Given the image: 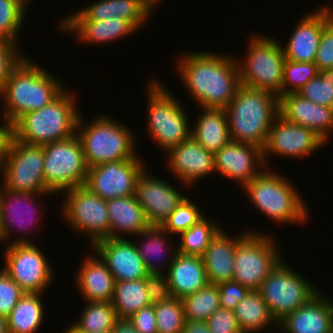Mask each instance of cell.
Wrapping results in <instances>:
<instances>
[{"mask_svg":"<svg viewBox=\"0 0 333 333\" xmlns=\"http://www.w3.org/2000/svg\"><path fill=\"white\" fill-rule=\"evenodd\" d=\"M184 54L175 70L190 97L199 108L226 109L241 85L236 57L210 51Z\"/></svg>","mask_w":333,"mask_h":333,"instance_id":"1","label":"cell"},{"mask_svg":"<svg viewBox=\"0 0 333 333\" xmlns=\"http://www.w3.org/2000/svg\"><path fill=\"white\" fill-rule=\"evenodd\" d=\"M42 66L26 56L0 90L1 116L13 125L23 115L49 105L67 88Z\"/></svg>","mask_w":333,"mask_h":333,"instance_id":"2","label":"cell"},{"mask_svg":"<svg viewBox=\"0 0 333 333\" xmlns=\"http://www.w3.org/2000/svg\"><path fill=\"white\" fill-rule=\"evenodd\" d=\"M225 111L230 140L263 149L269 130L280 115L279 97L266 90L240 85Z\"/></svg>","mask_w":333,"mask_h":333,"instance_id":"3","label":"cell"},{"mask_svg":"<svg viewBox=\"0 0 333 333\" xmlns=\"http://www.w3.org/2000/svg\"><path fill=\"white\" fill-rule=\"evenodd\" d=\"M242 190L259 212L280 224H305L310 212L297 186L271 168H264Z\"/></svg>","mask_w":333,"mask_h":333,"instance_id":"4","label":"cell"},{"mask_svg":"<svg viewBox=\"0 0 333 333\" xmlns=\"http://www.w3.org/2000/svg\"><path fill=\"white\" fill-rule=\"evenodd\" d=\"M68 90L49 105L23 115L13 125L14 137L25 144L43 146L75 135L81 110L76 96Z\"/></svg>","mask_w":333,"mask_h":333,"instance_id":"5","label":"cell"},{"mask_svg":"<svg viewBox=\"0 0 333 333\" xmlns=\"http://www.w3.org/2000/svg\"><path fill=\"white\" fill-rule=\"evenodd\" d=\"M91 120L85 124L80 114L76 128L88 168L105 162L131 159L137 155V139L132 128L129 129L123 122L118 123L107 114L96 115Z\"/></svg>","mask_w":333,"mask_h":333,"instance_id":"6","label":"cell"},{"mask_svg":"<svg viewBox=\"0 0 333 333\" xmlns=\"http://www.w3.org/2000/svg\"><path fill=\"white\" fill-rule=\"evenodd\" d=\"M146 84L147 132L160 151L167 153L191 136V120L187 109L164 83L151 77Z\"/></svg>","mask_w":333,"mask_h":333,"instance_id":"7","label":"cell"},{"mask_svg":"<svg viewBox=\"0 0 333 333\" xmlns=\"http://www.w3.org/2000/svg\"><path fill=\"white\" fill-rule=\"evenodd\" d=\"M247 48L244 60L236 56L240 84L266 90L280 98L286 59L281 43L276 38L256 33L249 38Z\"/></svg>","mask_w":333,"mask_h":333,"instance_id":"8","label":"cell"},{"mask_svg":"<svg viewBox=\"0 0 333 333\" xmlns=\"http://www.w3.org/2000/svg\"><path fill=\"white\" fill-rule=\"evenodd\" d=\"M272 234L248 230L236 246L233 280L250 291H258L271 271L283 259ZM279 247V248H278Z\"/></svg>","mask_w":333,"mask_h":333,"instance_id":"9","label":"cell"},{"mask_svg":"<svg viewBox=\"0 0 333 333\" xmlns=\"http://www.w3.org/2000/svg\"><path fill=\"white\" fill-rule=\"evenodd\" d=\"M282 259L258 290L269 312L279 323L288 314L303 307L320 290Z\"/></svg>","mask_w":333,"mask_h":333,"instance_id":"10","label":"cell"},{"mask_svg":"<svg viewBox=\"0 0 333 333\" xmlns=\"http://www.w3.org/2000/svg\"><path fill=\"white\" fill-rule=\"evenodd\" d=\"M43 150L44 182L51 194L62 195L85 184L88 166L76 134L66 140L43 145Z\"/></svg>","mask_w":333,"mask_h":333,"instance_id":"11","label":"cell"},{"mask_svg":"<svg viewBox=\"0 0 333 333\" xmlns=\"http://www.w3.org/2000/svg\"><path fill=\"white\" fill-rule=\"evenodd\" d=\"M43 164V146L25 144L13 136L0 164V184L13 192L50 193L44 182Z\"/></svg>","mask_w":333,"mask_h":333,"instance_id":"12","label":"cell"},{"mask_svg":"<svg viewBox=\"0 0 333 333\" xmlns=\"http://www.w3.org/2000/svg\"><path fill=\"white\" fill-rule=\"evenodd\" d=\"M61 216L71 229L87 235L91 247L98 241L110 237V222L106 200L87 187L79 186L65 191ZM85 233V234H84Z\"/></svg>","mask_w":333,"mask_h":333,"instance_id":"13","label":"cell"},{"mask_svg":"<svg viewBox=\"0 0 333 333\" xmlns=\"http://www.w3.org/2000/svg\"><path fill=\"white\" fill-rule=\"evenodd\" d=\"M3 253V269L25 293H45L54 280L46 255L35 243L7 244Z\"/></svg>","mask_w":333,"mask_h":333,"instance_id":"14","label":"cell"},{"mask_svg":"<svg viewBox=\"0 0 333 333\" xmlns=\"http://www.w3.org/2000/svg\"><path fill=\"white\" fill-rule=\"evenodd\" d=\"M43 196H47V198H48V196H53V194H51V193L13 192V191L3 188L0 185L2 245L5 242V245H3V246H6L7 244L10 245V244L34 243L31 239L28 238V236H29L28 234L30 231L31 232L34 231L33 228L36 231L39 230L38 226H39L40 218L43 217V212L39 211V207L41 209V207L44 204L37 200H39L40 197L42 199ZM36 202H39V203H36ZM36 204H38V206ZM39 205H41V206H39ZM41 212H42V214H41ZM14 228H15V231H18V230L19 231L15 232ZM13 232H14V234L17 233L18 235H21L19 233L22 232L23 235H21V236L17 235V238L14 237L15 240L12 241ZM24 234H26V235H24ZM25 236H27V237H25ZM10 239L12 241L11 243H10V241H8ZM7 242H9V243H7Z\"/></svg>","mask_w":333,"mask_h":333,"instance_id":"15","label":"cell"},{"mask_svg":"<svg viewBox=\"0 0 333 333\" xmlns=\"http://www.w3.org/2000/svg\"><path fill=\"white\" fill-rule=\"evenodd\" d=\"M139 156L88 168L84 186L104 200L134 195L138 177L147 168Z\"/></svg>","mask_w":333,"mask_h":333,"instance_id":"16","label":"cell"},{"mask_svg":"<svg viewBox=\"0 0 333 333\" xmlns=\"http://www.w3.org/2000/svg\"><path fill=\"white\" fill-rule=\"evenodd\" d=\"M327 143L311 129L288 122L278 116L272 124L267 143L262 149L263 162L270 168V156L304 158L318 151ZM269 156V157H268ZM269 161V162H268ZM268 163V164H267Z\"/></svg>","mask_w":333,"mask_h":333,"instance_id":"17","label":"cell"},{"mask_svg":"<svg viewBox=\"0 0 333 333\" xmlns=\"http://www.w3.org/2000/svg\"><path fill=\"white\" fill-rule=\"evenodd\" d=\"M305 13L294 26L291 36L282 45L286 59L294 62H315L323 29L333 20V7L322 5Z\"/></svg>","mask_w":333,"mask_h":333,"instance_id":"18","label":"cell"},{"mask_svg":"<svg viewBox=\"0 0 333 333\" xmlns=\"http://www.w3.org/2000/svg\"><path fill=\"white\" fill-rule=\"evenodd\" d=\"M215 170L244 188L264 168L263 151L254 144L229 141L214 153Z\"/></svg>","mask_w":333,"mask_h":333,"instance_id":"19","label":"cell"},{"mask_svg":"<svg viewBox=\"0 0 333 333\" xmlns=\"http://www.w3.org/2000/svg\"><path fill=\"white\" fill-rule=\"evenodd\" d=\"M166 154L167 168L185 188L193 187L200 179L216 173L214 153L206 150L192 136Z\"/></svg>","mask_w":333,"mask_h":333,"instance_id":"20","label":"cell"},{"mask_svg":"<svg viewBox=\"0 0 333 333\" xmlns=\"http://www.w3.org/2000/svg\"><path fill=\"white\" fill-rule=\"evenodd\" d=\"M151 175L146 169L141 173L134 195L148 223L160 226L186 196L177 187Z\"/></svg>","mask_w":333,"mask_h":333,"instance_id":"21","label":"cell"},{"mask_svg":"<svg viewBox=\"0 0 333 333\" xmlns=\"http://www.w3.org/2000/svg\"><path fill=\"white\" fill-rule=\"evenodd\" d=\"M59 22L60 32L73 35L81 43L104 45L117 41L138 31L129 21L116 17L104 21H91L80 10L69 13L68 16Z\"/></svg>","mask_w":333,"mask_h":333,"instance_id":"22","label":"cell"},{"mask_svg":"<svg viewBox=\"0 0 333 333\" xmlns=\"http://www.w3.org/2000/svg\"><path fill=\"white\" fill-rule=\"evenodd\" d=\"M91 248L106 263L115 282L139 280L148 275L133 239L109 237Z\"/></svg>","mask_w":333,"mask_h":333,"instance_id":"23","label":"cell"},{"mask_svg":"<svg viewBox=\"0 0 333 333\" xmlns=\"http://www.w3.org/2000/svg\"><path fill=\"white\" fill-rule=\"evenodd\" d=\"M279 112L290 123L311 129L326 143L333 133V108L318 105L298 93L279 98Z\"/></svg>","mask_w":333,"mask_h":333,"instance_id":"24","label":"cell"},{"mask_svg":"<svg viewBox=\"0 0 333 333\" xmlns=\"http://www.w3.org/2000/svg\"><path fill=\"white\" fill-rule=\"evenodd\" d=\"M282 333H333V301L320 291L278 323Z\"/></svg>","mask_w":333,"mask_h":333,"instance_id":"25","label":"cell"},{"mask_svg":"<svg viewBox=\"0 0 333 333\" xmlns=\"http://www.w3.org/2000/svg\"><path fill=\"white\" fill-rule=\"evenodd\" d=\"M90 255L81 261L80 268L75 274L74 284L83 296V302L84 299L86 302H111L115 285L113 275L96 252Z\"/></svg>","mask_w":333,"mask_h":333,"instance_id":"26","label":"cell"},{"mask_svg":"<svg viewBox=\"0 0 333 333\" xmlns=\"http://www.w3.org/2000/svg\"><path fill=\"white\" fill-rule=\"evenodd\" d=\"M224 231L226 230L221 228L217 232L201 256L209 283L216 285L233 280L236 246L242 236L241 233L230 237Z\"/></svg>","mask_w":333,"mask_h":333,"instance_id":"27","label":"cell"},{"mask_svg":"<svg viewBox=\"0 0 333 333\" xmlns=\"http://www.w3.org/2000/svg\"><path fill=\"white\" fill-rule=\"evenodd\" d=\"M173 297H183L199 291L209 284L201 256L177 253L165 273Z\"/></svg>","mask_w":333,"mask_h":333,"instance_id":"28","label":"cell"},{"mask_svg":"<svg viewBox=\"0 0 333 333\" xmlns=\"http://www.w3.org/2000/svg\"><path fill=\"white\" fill-rule=\"evenodd\" d=\"M106 205L110 222V238L137 236L150 226L135 195L106 200Z\"/></svg>","mask_w":333,"mask_h":333,"instance_id":"29","label":"cell"},{"mask_svg":"<svg viewBox=\"0 0 333 333\" xmlns=\"http://www.w3.org/2000/svg\"><path fill=\"white\" fill-rule=\"evenodd\" d=\"M170 236L171 235L159 225H150L142 233L135 236V238L137 237L140 241L137 240L136 242V240H134V244L137 247L148 274L167 273L168 268L178 253L177 247L172 250L170 249L172 248L168 243L170 242ZM165 260L168 261L167 265ZM164 265L167 267L165 271L162 270Z\"/></svg>","mask_w":333,"mask_h":333,"instance_id":"30","label":"cell"},{"mask_svg":"<svg viewBox=\"0 0 333 333\" xmlns=\"http://www.w3.org/2000/svg\"><path fill=\"white\" fill-rule=\"evenodd\" d=\"M195 118L191 136L206 150L217 152L229 141L228 121L225 109H204Z\"/></svg>","mask_w":333,"mask_h":333,"instance_id":"31","label":"cell"},{"mask_svg":"<svg viewBox=\"0 0 333 333\" xmlns=\"http://www.w3.org/2000/svg\"><path fill=\"white\" fill-rule=\"evenodd\" d=\"M91 21L118 18L129 21L138 31L151 15L140 0H98L79 9Z\"/></svg>","mask_w":333,"mask_h":333,"instance_id":"32","label":"cell"},{"mask_svg":"<svg viewBox=\"0 0 333 333\" xmlns=\"http://www.w3.org/2000/svg\"><path fill=\"white\" fill-rule=\"evenodd\" d=\"M233 311L242 333H258L266 328L271 329L269 333L272 329L278 332V323L259 291H250Z\"/></svg>","mask_w":333,"mask_h":333,"instance_id":"33","label":"cell"},{"mask_svg":"<svg viewBox=\"0 0 333 333\" xmlns=\"http://www.w3.org/2000/svg\"><path fill=\"white\" fill-rule=\"evenodd\" d=\"M44 293H25L7 318L8 333H37L44 323Z\"/></svg>","mask_w":333,"mask_h":333,"instance_id":"34","label":"cell"},{"mask_svg":"<svg viewBox=\"0 0 333 333\" xmlns=\"http://www.w3.org/2000/svg\"><path fill=\"white\" fill-rule=\"evenodd\" d=\"M111 304L119 319H128L149 306L145 278L115 282Z\"/></svg>","mask_w":333,"mask_h":333,"instance_id":"35","label":"cell"},{"mask_svg":"<svg viewBox=\"0 0 333 333\" xmlns=\"http://www.w3.org/2000/svg\"><path fill=\"white\" fill-rule=\"evenodd\" d=\"M73 325L85 333H109L119 319L111 302L87 301Z\"/></svg>","mask_w":333,"mask_h":333,"instance_id":"36","label":"cell"},{"mask_svg":"<svg viewBox=\"0 0 333 333\" xmlns=\"http://www.w3.org/2000/svg\"><path fill=\"white\" fill-rule=\"evenodd\" d=\"M205 216L198 223L191 226L188 230L182 232L178 237V253L183 255L202 256L206 251L211 239L221 229L216 220H209Z\"/></svg>","mask_w":333,"mask_h":333,"instance_id":"37","label":"cell"},{"mask_svg":"<svg viewBox=\"0 0 333 333\" xmlns=\"http://www.w3.org/2000/svg\"><path fill=\"white\" fill-rule=\"evenodd\" d=\"M186 320L206 321L221 306L216 284H207L199 291L182 299Z\"/></svg>","mask_w":333,"mask_h":333,"instance_id":"38","label":"cell"},{"mask_svg":"<svg viewBox=\"0 0 333 333\" xmlns=\"http://www.w3.org/2000/svg\"><path fill=\"white\" fill-rule=\"evenodd\" d=\"M31 0H0V38L18 44ZM19 31V32H18Z\"/></svg>","mask_w":333,"mask_h":333,"instance_id":"39","label":"cell"},{"mask_svg":"<svg viewBox=\"0 0 333 333\" xmlns=\"http://www.w3.org/2000/svg\"><path fill=\"white\" fill-rule=\"evenodd\" d=\"M157 333H182L185 325V312L182 300L170 297L154 305Z\"/></svg>","mask_w":333,"mask_h":333,"instance_id":"40","label":"cell"},{"mask_svg":"<svg viewBox=\"0 0 333 333\" xmlns=\"http://www.w3.org/2000/svg\"><path fill=\"white\" fill-rule=\"evenodd\" d=\"M205 216L198 205L186 196L160 226L170 235L179 236Z\"/></svg>","mask_w":333,"mask_h":333,"instance_id":"41","label":"cell"},{"mask_svg":"<svg viewBox=\"0 0 333 333\" xmlns=\"http://www.w3.org/2000/svg\"><path fill=\"white\" fill-rule=\"evenodd\" d=\"M319 74L314 62H294L285 59L283 66L282 95L297 93L304 85Z\"/></svg>","mask_w":333,"mask_h":333,"instance_id":"42","label":"cell"},{"mask_svg":"<svg viewBox=\"0 0 333 333\" xmlns=\"http://www.w3.org/2000/svg\"><path fill=\"white\" fill-rule=\"evenodd\" d=\"M297 93L313 103L333 108V68L319 71Z\"/></svg>","mask_w":333,"mask_h":333,"instance_id":"43","label":"cell"},{"mask_svg":"<svg viewBox=\"0 0 333 333\" xmlns=\"http://www.w3.org/2000/svg\"><path fill=\"white\" fill-rule=\"evenodd\" d=\"M25 294L19 285L2 268L0 269V316L6 319L18 300Z\"/></svg>","mask_w":333,"mask_h":333,"instance_id":"44","label":"cell"},{"mask_svg":"<svg viewBox=\"0 0 333 333\" xmlns=\"http://www.w3.org/2000/svg\"><path fill=\"white\" fill-rule=\"evenodd\" d=\"M18 47V44L0 38V90L11 72L26 57Z\"/></svg>","mask_w":333,"mask_h":333,"instance_id":"45","label":"cell"},{"mask_svg":"<svg viewBox=\"0 0 333 333\" xmlns=\"http://www.w3.org/2000/svg\"><path fill=\"white\" fill-rule=\"evenodd\" d=\"M219 289V303L223 308L234 310L250 290L237 281L230 280L217 284Z\"/></svg>","mask_w":333,"mask_h":333,"instance_id":"46","label":"cell"},{"mask_svg":"<svg viewBox=\"0 0 333 333\" xmlns=\"http://www.w3.org/2000/svg\"><path fill=\"white\" fill-rule=\"evenodd\" d=\"M206 323L212 333H242L234 311L220 307L207 320Z\"/></svg>","mask_w":333,"mask_h":333,"instance_id":"47","label":"cell"},{"mask_svg":"<svg viewBox=\"0 0 333 333\" xmlns=\"http://www.w3.org/2000/svg\"><path fill=\"white\" fill-rule=\"evenodd\" d=\"M314 63L318 71L333 68V20L322 31Z\"/></svg>","mask_w":333,"mask_h":333,"instance_id":"48","label":"cell"},{"mask_svg":"<svg viewBox=\"0 0 333 333\" xmlns=\"http://www.w3.org/2000/svg\"><path fill=\"white\" fill-rule=\"evenodd\" d=\"M145 285L149 303L155 305L172 297L168 280L165 274H148L145 277Z\"/></svg>","mask_w":333,"mask_h":333,"instance_id":"49","label":"cell"},{"mask_svg":"<svg viewBox=\"0 0 333 333\" xmlns=\"http://www.w3.org/2000/svg\"><path fill=\"white\" fill-rule=\"evenodd\" d=\"M128 320L139 333H157L154 305L141 308Z\"/></svg>","mask_w":333,"mask_h":333,"instance_id":"50","label":"cell"},{"mask_svg":"<svg viewBox=\"0 0 333 333\" xmlns=\"http://www.w3.org/2000/svg\"><path fill=\"white\" fill-rule=\"evenodd\" d=\"M2 123H0V164L6 157L10 145V141L13 138V124L2 117Z\"/></svg>","mask_w":333,"mask_h":333,"instance_id":"51","label":"cell"},{"mask_svg":"<svg viewBox=\"0 0 333 333\" xmlns=\"http://www.w3.org/2000/svg\"><path fill=\"white\" fill-rule=\"evenodd\" d=\"M182 333H212L206 321L186 320Z\"/></svg>","mask_w":333,"mask_h":333,"instance_id":"52","label":"cell"},{"mask_svg":"<svg viewBox=\"0 0 333 333\" xmlns=\"http://www.w3.org/2000/svg\"><path fill=\"white\" fill-rule=\"evenodd\" d=\"M111 333H139L128 319H118Z\"/></svg>","mask_w":333,"mask_h":333,"instance_id":"53","label":"cell"},{"mask_svg":"<svg viewBox=\"0 0 333 333\" xmlns=\"http://www.w3.org/2000/svg\"><path fill=\"white\" fill-rule=\"evenodd\" d=\"M142 6L148 11V13L152 16L155 11L154 9L156 6L160 5V3L163 2V0H140Z\"/></svg>","mask_w":333,"mask_h":333,"instance_id":"54","label":"cell"},{"mask_svg":"<svg viewBox=\"0 0 333 333\" xmlns=\"http://www.w3.org/2000/svg\"><path fill=\"white\" fill-rule=\"evenodd\" d=\"M0 333H8L7 319L0 316Z\"/></svg>","mask_w":333,"mask_h":333,"instance_id":"55","label":"cell"},{"mask_svg":"<svg viewBox=\"0 0 333 333\" xmlns=\"http://www.w3.org/2000/svg\"><path fill=\"white\" fill-rule=\"evenodd\" d=\"M62 333H85V332L78 330L73 324H71Z\"/></svg>","mask_w":333,"mask_h":333,"instance_id":"56","label":"cell"},{"mask_svg":"<svg viewBox=\"0 0 333 333\" xmlns=\"http://www.w3.org/2000/svg\"><path fill=\"white\" fill-rule=\"evenodd\" d=\"M0 244H2V220H1V207H0Z\"/></svg>","mask_w":333,"mask_h":333,"instance_id":"57","label":"cell"}]
</instances>
